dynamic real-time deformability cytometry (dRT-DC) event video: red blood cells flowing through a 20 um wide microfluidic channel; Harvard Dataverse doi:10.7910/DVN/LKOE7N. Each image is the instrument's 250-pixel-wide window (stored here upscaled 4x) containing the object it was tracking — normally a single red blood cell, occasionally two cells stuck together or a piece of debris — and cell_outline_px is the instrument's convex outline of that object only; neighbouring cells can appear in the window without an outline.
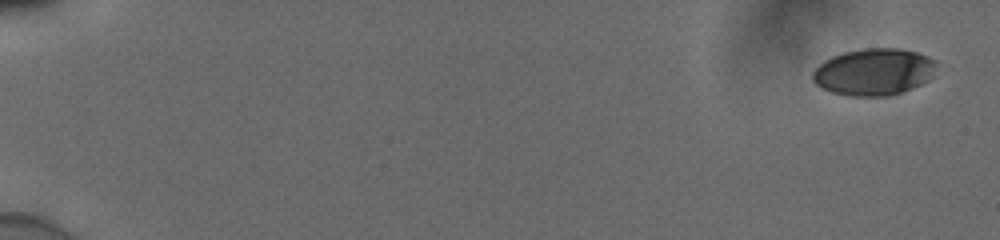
{"species": "human", "species_latin": "Homo sapiens", "temperature_condition": "cold", "stored_images_in_passage": 55, "camera_frame_rate_fps": 3000, "um_per_image_px": 0.085, "donor": {"sex": "male"}, "frame": {"image": 1, "passage_image": 1, "time_ms": 0.0, "image_size_px": [1000, 240], "cell_outline_px": [[936, 64], [932, 76], [928, 80], [912, 88], [888, 96], [848, 96], [832, 92], [816, 84], [812, 80], [812, 72], [824, 60], [832, 56], [844, 52], [864, 48], [900, 48], [916, 52], [928, 56], [936, 60]], "centroid_in_image_um": [74.27, 6.1], "position_along_channel_um": 10.7, "area_um2": 33.81}}
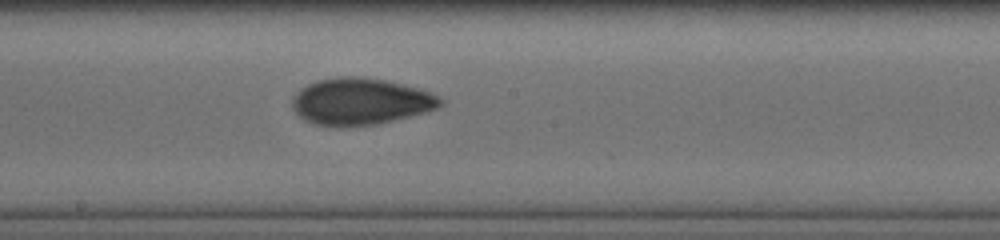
{"frame": {"image": 2, "passage_image": 32, "time_ms": 10.333, "image_size_px": [1000, 240], "cell_outline_px": [[444, 104], [436, 108], [424, 112], [376, 124], [316, 124], [304, 120], [292, 108], [292, 96], [300, 88], [316, 80], [340, 76], [356, 76], [384, 80], [404, 84], [428, 92], [444, 100]], "centroid_in_image_um": [30.61, 8.58], "position_along_channel_um": 217.6, "area_um2": 39.48}}
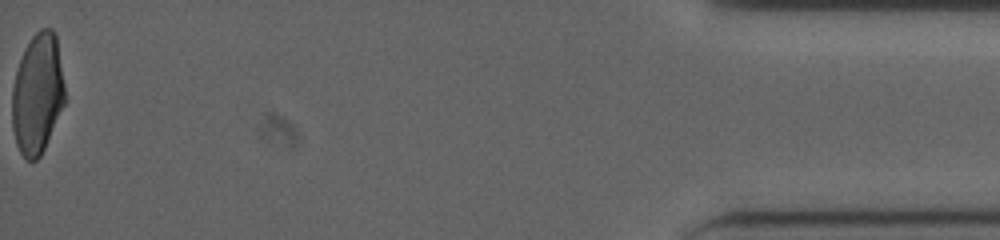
{"frame": {"image": 3, "passage_image": 55, "time_ms": 18.0, "image_size_px": [1000, 240], "cell_outline_px": [[64, 104], [44, 148], [40, 156], [36, 160], [28, 160], [20, 152], [16, 144], [12, 128], [12, 88], [16, 72], [24, 48], [32, 36], [40, 28], [52, 28], [56, 36], [64, 84]], "centroid_in_image_um": [3.17, 7.96], "position_along_channel_um": 432.0, "area_um2": 36.76}, "authors_computed_cell_mechanics": {"area_um2": 37.7434, "velocity_mm_per_s": 3.8843, "shape_relaxation_time_tau1_ms": 10.0145, "shape_relaxation_time_tau2_ms": 1.7964, "deformation_change_tau1": 0.2508, "deformation_change_tau2": 0.0641}}